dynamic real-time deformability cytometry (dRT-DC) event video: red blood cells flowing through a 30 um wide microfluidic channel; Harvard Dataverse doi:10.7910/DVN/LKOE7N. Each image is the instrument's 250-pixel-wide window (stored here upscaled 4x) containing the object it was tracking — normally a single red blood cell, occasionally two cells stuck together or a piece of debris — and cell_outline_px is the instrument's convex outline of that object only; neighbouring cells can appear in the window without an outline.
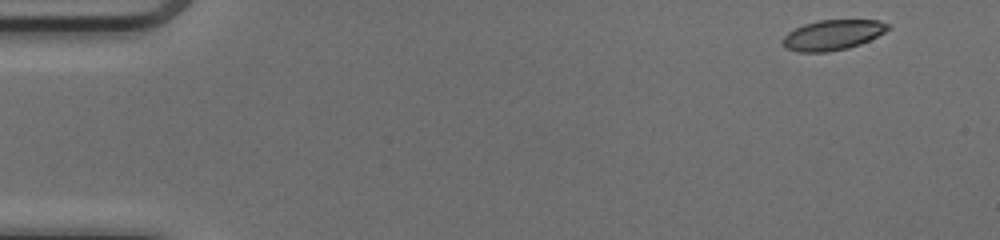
{"species": "common noctule bat (a hibernating species)", "species_latin": "Nyctalus noctula", "temperature_condition": "cold", "stored_images_in_passage": 48, "camera_frame_rate_fps": 3000, "um_per_image_px": 0.085, "animal": {"sex": "female", "body_mass_g": 17.0, "forearm_length_mm": 48.0}, "frame": {"image": 1, "passage_image": 1, "time_ms": 0.0, "image_size_px": [1000, 240], "cell_outline_px": [[892, 28], [860, 44], [848, 48], [828, 52], [796, 52], [788, 48], [784, 44], [784, 36], [788, 32], [804, 24], [820, 20], [880, 20], [888, 24]], "centroid_in_image_um": [70.8, 2.97], "position_along_channel_um": 14.2, "area_um2": 18.32}}
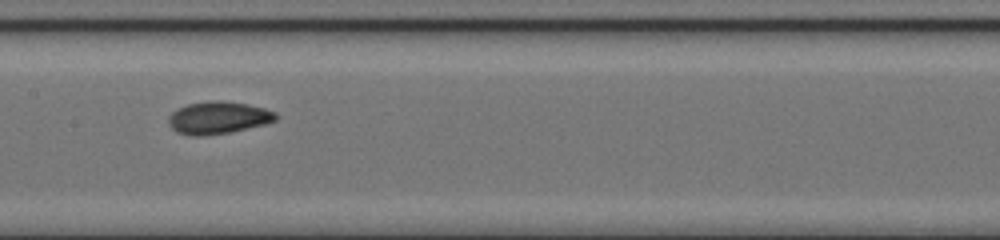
{"frame": {"image": 2, "passage_image": 23, "time_ms": 7.333, "image_size_px": [1000, 240], "cell_outline_px": [[280, 116], [276, 120], [264, 124], [228, 132], [200, 136], [192, 136], [176, 132], [168, 124], [168, 116], [172, 112], [188, 104], [212, 100], [220, 100], [248, 104], [264, 108], [276, 112]], "centroid_in_image_um": [18.55, 10.0], "position_along_channel_um": 188.9, "area_um2": 20.17}}
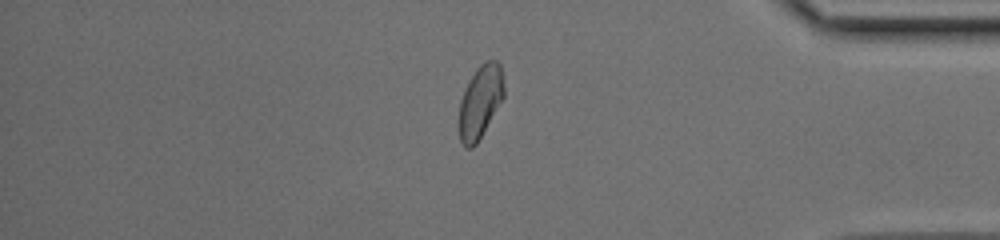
{"frame": {"image": 3, "passage_image": 40, "time_ms": 13.0, "image_size_px": [1000, 240], "cell_outline_px": [[504, 96], [476, 144], [472, 148], [464, 148], [460, 140], [460, 100], [476, 68], [484, 60], [496, 60], [500, 64], [504, 84]], "centroid_in_image_um": [40.83, 8.62], "position_along_channel_um": 394.4, "area_um2": 18.67}, "authors_computed_cell_mechanics": {"area_um2": 19.1318, "velocity_mm_per_s": 4.1238, "shape_relaxation_time_tau1_ms": 6.3636, "shape_relaxation_time_tau2_ms": 1.3865, "deformation_change_tau1": 0.1547, "deformation_change_tau2": 0.0472}}